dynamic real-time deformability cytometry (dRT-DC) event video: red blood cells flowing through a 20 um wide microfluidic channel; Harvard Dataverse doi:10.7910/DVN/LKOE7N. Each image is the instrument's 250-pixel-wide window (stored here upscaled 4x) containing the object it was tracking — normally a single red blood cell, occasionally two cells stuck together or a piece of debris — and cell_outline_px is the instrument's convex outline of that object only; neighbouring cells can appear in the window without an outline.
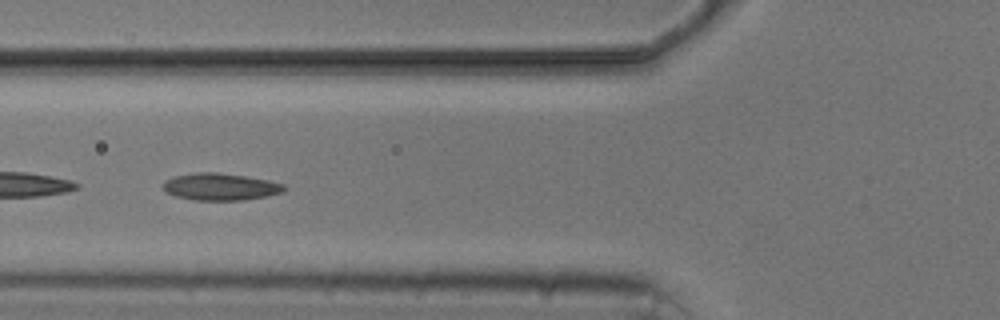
{"species": "common noctule bat (a hibernating species)", "species_latin": "Nyctalus noctula", "temperature_condition": "cold", "stored_images_in_passage": 7, "camera_frame_rate_fps": 3000, "um_per_image_px": 0.085, "animal": {"sex": "male", "body_mass_g": 20.5, "forearm_length_mm": 52.5}, "frame": {"image": 1, "passage_image": 5, "time_ms": 4.667, "image_size_px": [1000, 320], "cell_outline_px": [[288, 188], [284, 192], [268, 196], [244, 200], [192, 200], [176, 196], [164, 192], [160, 184], [164, 180], [172, 176], [196, 172], [216, 172], [244, 176], [268, 180], [284, 184]], "centroid_in_image_um": [18.69, 15.87], "position_along_channel_um": 107.1, "area_um2": 19.48}}
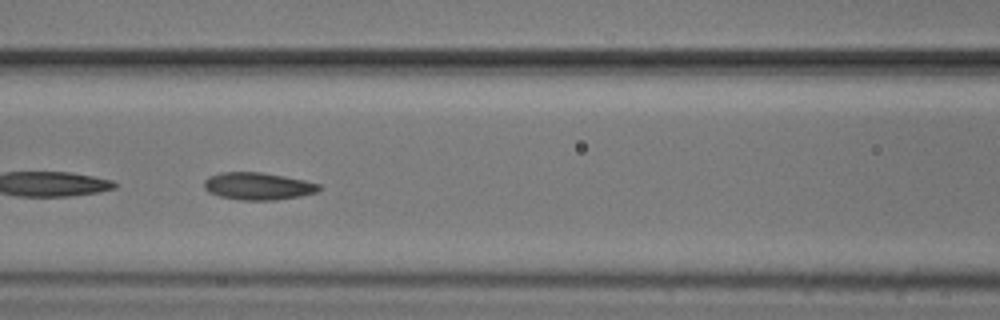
{"frame": {"image": 2, "passage_image": 6, "time_ms": 5.667, "image_size_px": [1000, 320], "cell_outline_px": [[324, 188], [316, 192], [300, 196], [276, 200], [240, 200], [220, 196], [208, 192], [204, 188], [204, 180], [208, 176], [220, 172], [260, 172], [284, 176], [304, 180], [320, 184]], "centroid_in_image_um": [21.93, 15.82], "position_along_channel_um": 144.7, "area_um2": 18.44}}